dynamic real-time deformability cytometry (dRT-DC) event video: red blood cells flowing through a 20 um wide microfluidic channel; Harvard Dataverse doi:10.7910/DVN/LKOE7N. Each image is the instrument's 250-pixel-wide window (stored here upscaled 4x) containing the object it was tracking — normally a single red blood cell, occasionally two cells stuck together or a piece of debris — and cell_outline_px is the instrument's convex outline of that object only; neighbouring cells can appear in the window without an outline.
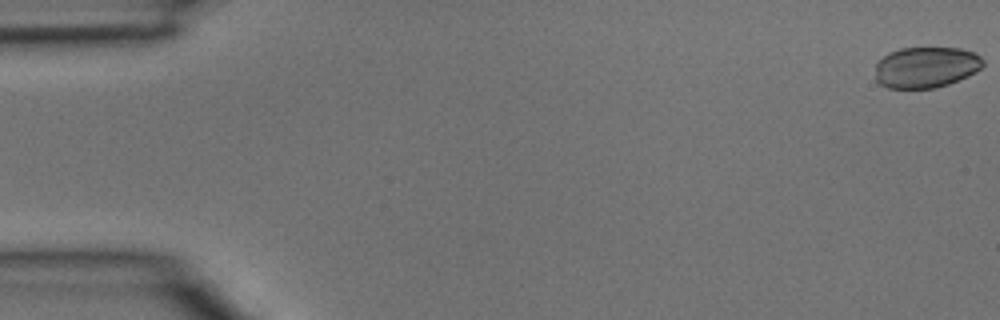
{"species": "common noctule bat (a hibernating species)", "species_latin": "Nyctalus noctula", "temperature_condition": "room temperature", "stored_images_in_passage": 4, "camera_frame_rate_fps": 3000, "um_per_image_px": 0.085, "animal": {"sex": "male", "body_mass_g": 15.6}, "frame": {"image": 1, "passage_image": 1, "time_ms": 0.0, "image_size_px": [1000, 320], "cell_outline_px": [[984, 64], [976, 72], [968, 76], [948, 84], [936, 88], [888, 88], [880, 84], [876, 80], [876, 64], [888, 52], [900, 48], [960, 48], [972, 52], [980, 56], [984, 60]], "centroid_in_image_um": [78.71, 5.72], "position_along_channel_um": 6.3, "area_um2": 25.78}}
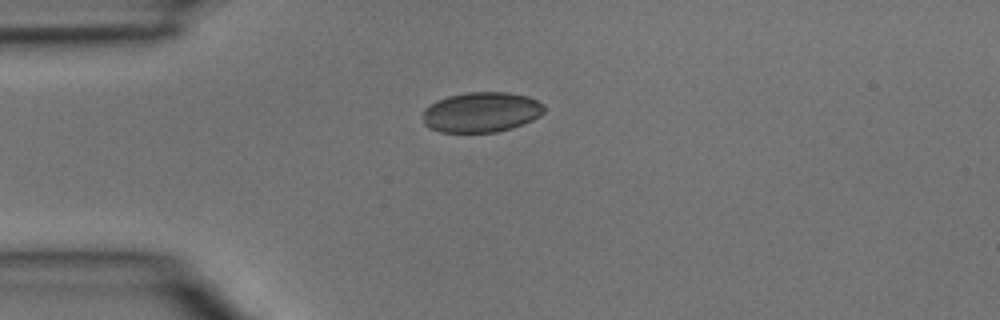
{"frame": {"image": 2, "passage_image": 4, "time_ms": 1.0, "image_size_px": [1000, 320], "cell_outline_px": [[544, 112], [540, 116], [524, 124], [512, 128], [496, 132], [440, 132], [428, 128], [424, 124], [424, 108], [428, 104], [436, 100], [448, 96], [468, 92], [508, 92], [528, 96], [544, 104]], "centroid_in_image_um": [40.91, 9.53], "position_along_channel_um": 44.1, "area_um2": 28.67}}